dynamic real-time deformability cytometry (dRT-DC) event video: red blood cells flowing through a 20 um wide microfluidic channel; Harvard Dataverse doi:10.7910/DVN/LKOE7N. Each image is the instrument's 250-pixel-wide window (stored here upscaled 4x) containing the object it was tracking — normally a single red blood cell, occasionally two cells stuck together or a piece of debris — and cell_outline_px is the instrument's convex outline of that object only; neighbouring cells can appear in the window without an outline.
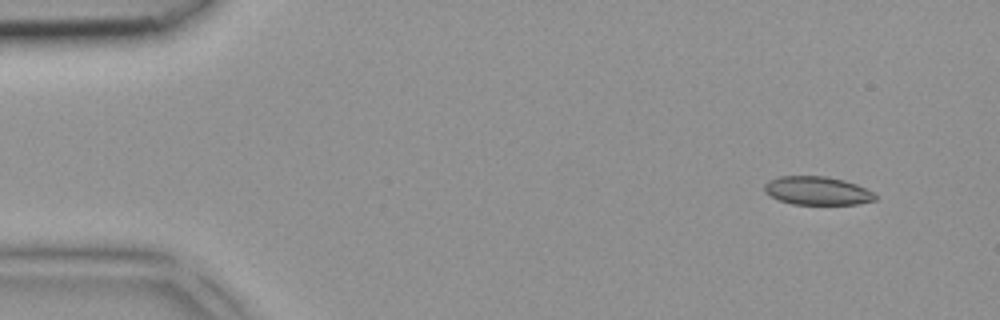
{"species": "common noctule bat (a hibernating species)", "species_latin": "Nyctalus noctula", "temperature_condition": "room temperature", "stored_images_in_passage": 5, "camera_frame_rate_fps": 3000, "um_per_image_px": 0.085, "animal": {"sex": "female", "body_mass_g": 18.4}, "frame": {"image": 1, "passage_image": 1, "time_ms": 0.0, "image_size_px": [1000, 320], "cell_outline_px": [[876, 200], [856, 204], [792, 204], [780, 200], [764, 192], [764, 184], [768, 180], [780, 176], [828, 176], [844, 180], [856, 184], [876, 192]], "centroid_in_image_um": [69.49, 16.2], "position_along_channel_um": 15.5, "area_um2": 18.44}}